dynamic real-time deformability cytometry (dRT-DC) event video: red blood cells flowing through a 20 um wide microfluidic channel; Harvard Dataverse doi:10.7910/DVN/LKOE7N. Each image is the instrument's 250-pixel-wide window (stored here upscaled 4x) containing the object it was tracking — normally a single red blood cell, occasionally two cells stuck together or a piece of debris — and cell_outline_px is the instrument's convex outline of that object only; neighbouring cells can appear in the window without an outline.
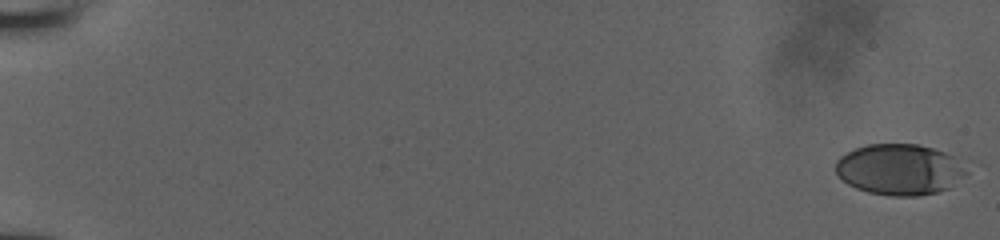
{"species": "human", "species_latin": "Homo sapiens", "temperature_condition": "room temperature", "stored_images_in_passage": 11, "camera_frame_rate_fps": 3000, "um_per_image_px": 0.085, "donor": {"sex": "male"}, "frame": {"image": 1, "passage_image": 1, "time_ms": 0.0, "image_size_px": [1000, 240], "cell_outline_px": [[952, 160], [948, 188], [936, 192], [920, 196], [892, 196], [868, 192], [856, 188], [848, 184], [836, 172], [836, 160], [840, 156], [856, 148], [868, 144], [916, 144], [932, 148], [944, 152], [952, 156]], "centroid_in_image_um": [76.15, 14.4], "position_along_channel_um": 8.8, "area_um2": 36.36}}